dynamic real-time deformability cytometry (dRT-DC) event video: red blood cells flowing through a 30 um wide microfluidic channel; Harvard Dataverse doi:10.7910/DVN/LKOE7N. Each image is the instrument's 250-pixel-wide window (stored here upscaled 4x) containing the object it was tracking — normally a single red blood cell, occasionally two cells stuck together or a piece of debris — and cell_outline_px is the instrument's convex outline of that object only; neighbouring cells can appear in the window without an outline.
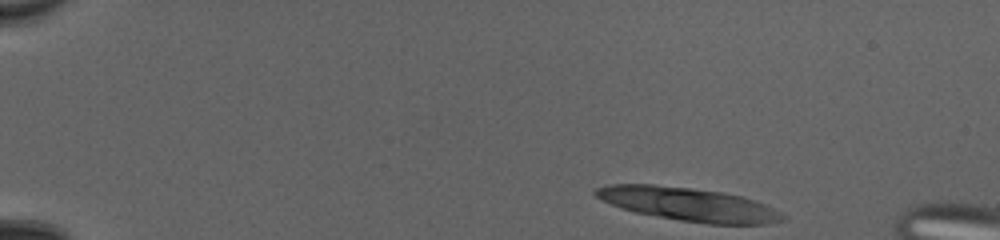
{"species": "common noctule bat (a hibernating species)", "species_latin": "Nyctalus noctula", "temperature_condition": "cold", "stored_images_in_passage": 13, "camera_frame_rate_fps": 3000, "um_per_image_px": 0.085, "animal": {"sex": "female", "body_mass_g": 20.0, "forearm_length_mm": 54.0}, "frame": {"image": 1, "passage_image": 1, "time_ms": 0.0, "image_size_px": [1000, 240], "cell_outline_px": [[780, 220], [760, 224], [712, 224], [680, 220], [636, 212], [612, 204], [596, 196], [596, 188], [616, 184], [652, 184], [688, 188], [716, 192], [740, 196], [752, 200], [768, 208], [780, 216]], "centroid_in_image_um": [58.4, 17.35], "position_along_channel_um": 26.6, "area_um2": 34.62}}